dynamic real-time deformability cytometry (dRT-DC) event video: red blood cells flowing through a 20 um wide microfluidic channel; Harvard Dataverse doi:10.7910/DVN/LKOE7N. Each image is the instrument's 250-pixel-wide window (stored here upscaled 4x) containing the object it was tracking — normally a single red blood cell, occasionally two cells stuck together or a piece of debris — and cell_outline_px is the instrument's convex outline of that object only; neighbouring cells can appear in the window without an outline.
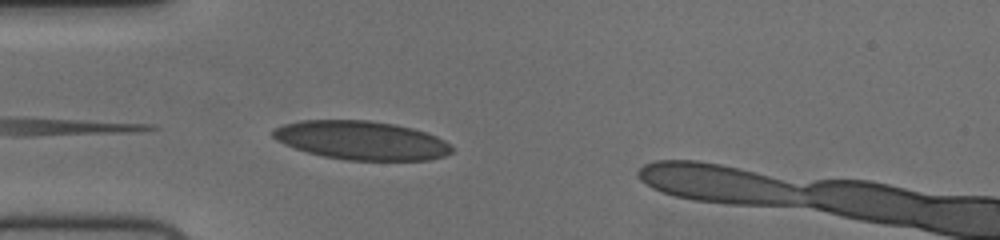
{"species": "human", "species_latin": "Homo sapiens", "temperature_condition": "cold", "stored_images_in_passage": 38, "segment_of_instrument_passage": [1, 2], "camera_frame_rate_fps": 3000, "um_per_image_px": 0.085, "donor": {"sex": "female"}, "frame": {"image": 1, "passage_image": 1, "time_ms": 0.0, "image_size_px": [1000, 240], "cell_outline_px": [[452, 152], [444, 156], [428, 160], [344, 160], [324, 156], [308, 152], [284, 144], [276, 140], [268, 132], [272, 128], [284, 124], [300, 120], [368, 120], [396, 124], [412, 128], [436, 136], [444, 140], [452, 148]], "centroid_in_image_um": [30.67, 11.92], "position_along_channel_um": 54.3, "area_um2": 40.46}}